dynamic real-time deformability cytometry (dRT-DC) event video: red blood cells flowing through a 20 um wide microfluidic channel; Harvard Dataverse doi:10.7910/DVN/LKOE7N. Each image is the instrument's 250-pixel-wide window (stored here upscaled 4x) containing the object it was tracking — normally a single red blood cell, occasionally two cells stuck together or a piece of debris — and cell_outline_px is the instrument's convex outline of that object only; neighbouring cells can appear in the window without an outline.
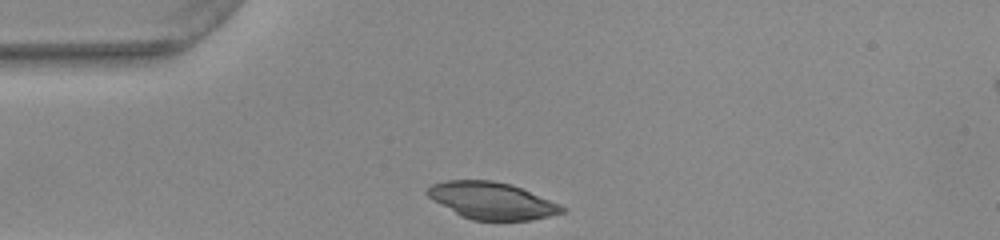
{"species": "common noctule bat (a hibernating species)", "species_latin": "Nyctalus noctula", "temperature_condition": "warm", "stored_images_in_passage": 29, "camera_frame_rate_fps": 3000, "um_per_image_px": 0.085, "animal": {"sex": "female", "body_mass_g": 22.0, "forearm_length_mm": 56.7}, "frame": {"image": 1, "passage_image": 1, "time_ms": 0.0, "image_size_px": [1000, 240], "cell_outline_px": [[568, 208], [564, 212], [532, 220], [472, 220], [460, 216], [428, 196], [424, 192], [432, 184], [444, 180], [492, 180], [512, 184], [560, 204]], "centroid_in_image_um": [41.81, 17.05], "position_along_channel_um": 43.2, "area_um2": 28.96}}
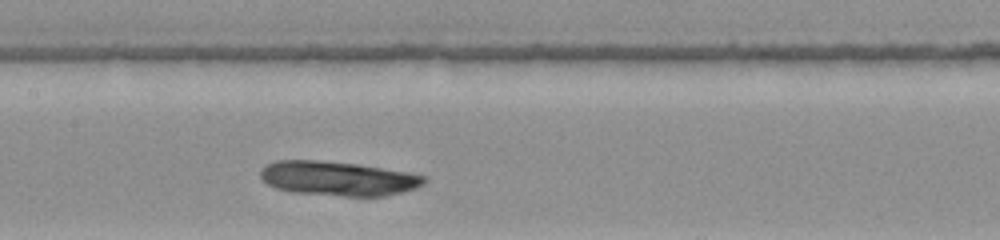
{"frame": {"image": 2, "passage_image": 13, "time_ms": 4.0, "image_size_px": [1000, 240], "cell_outline_px": [[428, 180], [424, 184], [416, 188], [384, 196], [344, 196], [292, 192], [276, 188], [268, 184], [260, 176], [260, 172], [268, 164], [276, 160], [316, 160], [356, 164], [408, 172], [424, 176]], "centroid_in_image_um": [28.74, 15.17], "position_along_channel_um": 178.7, "area_um2": 32.54}}
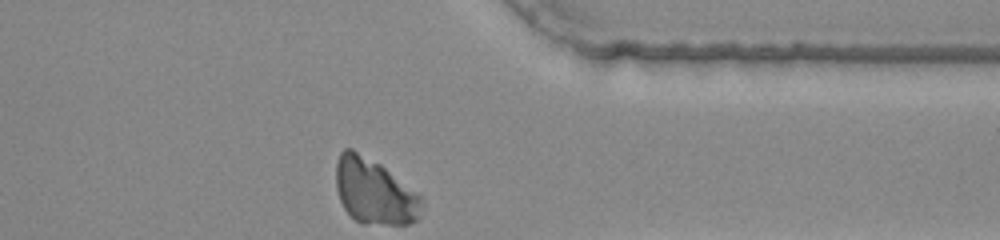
{"frame": {"image": 3, "passage_image": 29, "time_ms": 9.333, "image_size_px": [1000, 240], "cell_outline_px": [[424, 208], [420, 216], [416, 220], [408, 224], [364, 224], [356, 220], [344, 208], [340, 200], [336, 188], [336, 164], [340, 152], [344, 148], [352, 148], [380, 164], [424, 196]], "centroid_in_image_um": [31.87, 16.28], "position_along_channel_um": 379.5, "area_um2": 33.12}}